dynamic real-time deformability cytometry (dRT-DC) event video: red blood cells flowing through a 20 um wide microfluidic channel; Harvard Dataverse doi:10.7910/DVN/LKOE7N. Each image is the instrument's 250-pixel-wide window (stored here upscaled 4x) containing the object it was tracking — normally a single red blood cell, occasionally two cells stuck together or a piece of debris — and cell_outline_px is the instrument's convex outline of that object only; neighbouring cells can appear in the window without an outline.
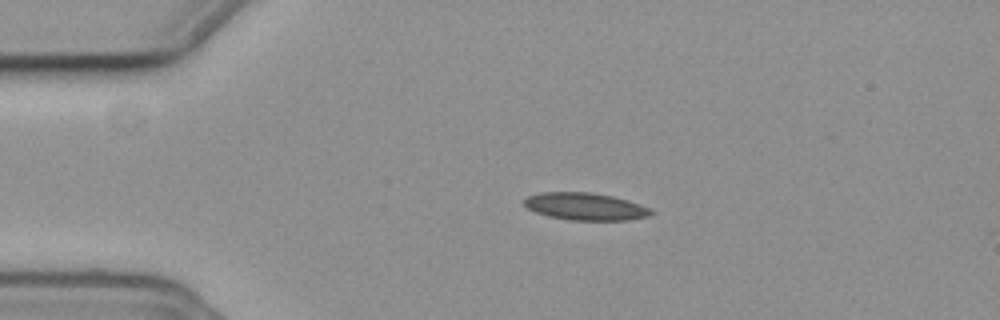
{"species": "common noctule bat (a hibernating species)", "species_latin": "Nyctalus noctula", "temperature_condition": "cold", "stored_images_in_passage": 2, "camera_frame_rate_fps": 3000, "um_per_image_px": 0.085, "animal": {"sex": "female", "body_mass_g": 19.3, "forearm_length_mm": 54.1}, "frame": {"image": 1, "passage_image": 1, "time_ms": 0.0, "image_size_px": [1000, 320], "cell_outline_px": [[656, 212], [648, 216], [628, 220], [568, 220], [548, 216], [536, 212], [528, 208], [524, 204], [524, 200], [528, 196], [540, 192], [588, 192], [612, 196], [628, 200], [640, 204]], "centroid_in_image_um": [49.76, 17.55], "position_along_channel_um": 35.2, "area_um2": 20.17}}